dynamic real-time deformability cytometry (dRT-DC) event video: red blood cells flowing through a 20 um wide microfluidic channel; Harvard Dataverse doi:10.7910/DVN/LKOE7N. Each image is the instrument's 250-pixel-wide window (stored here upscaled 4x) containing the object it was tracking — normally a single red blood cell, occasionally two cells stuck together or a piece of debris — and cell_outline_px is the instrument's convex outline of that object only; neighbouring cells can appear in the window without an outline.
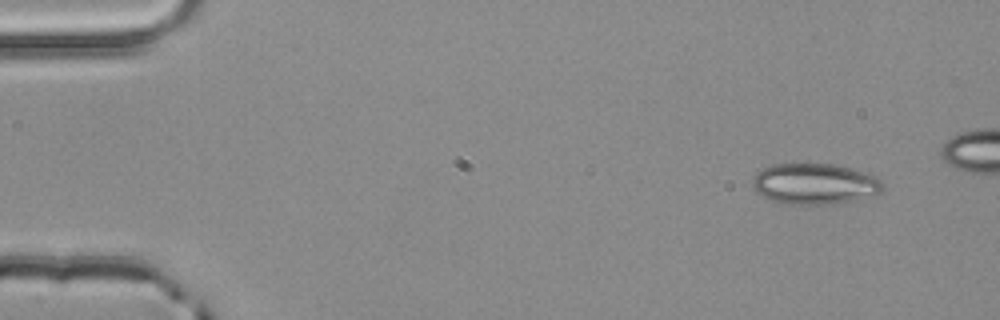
{"species": "common noctule bat (a hibernating species)", "species_latin": "Nyctalus noctula", "temperature_condition": "room temperature", "stored_images_in_passage": 2, "camera_frame_rate_fps": 3000, "um_per_image_px": 0.085, "animal": {"sex": "male", "body_mass_g": 20.4}, "frame": {"image": 1, "passage_image": 2, "time_ms": 0.333, "image_size_px": [1000, 320], "cell_outline_px": [[884, 184], [880, 192], [832, 204], [788, 204], [772, 200], [756, 192], [752, 188], [752, 176], [756, 172], [772, 164], [832, 164], [880, 176]], "centroid_in_image_um": [69.2, 15.61], "position_along_channel_um": 15.8, "area_um2": 30.75}}